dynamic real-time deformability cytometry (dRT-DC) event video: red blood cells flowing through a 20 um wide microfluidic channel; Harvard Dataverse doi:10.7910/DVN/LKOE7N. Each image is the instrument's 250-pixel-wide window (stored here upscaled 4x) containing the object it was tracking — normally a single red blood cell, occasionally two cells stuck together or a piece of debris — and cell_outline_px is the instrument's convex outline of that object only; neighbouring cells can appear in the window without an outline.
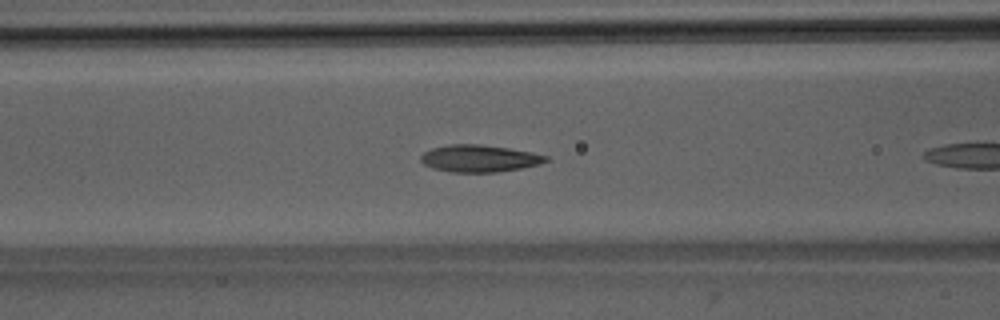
{"species": "Egyptian fruit bat (a non-hibernating species)", "species_latin": "Rousettus aegyptiacus", "temperature_condition": "room temperature", "stored_images_in_passage": 8, "camera_frame_rate_fps": 3000, "um_per_image_px": 0.085, "animal": {"sex": "male"}, "frame": {"image": 1, "passage_image": 7, "time_ms": 2.0, "image_size_px": [1000, 320], "cell_outline_px": [[548, 160], [540, 164], [520, 168], [496, 172], [448, 172], [432, 168], [424, 164], [420, 160], [420, 156], [424, 152], [432, 148], [448, 144], [480, 144], [508, 148], [532, 152], [548, 156]], "centroid_in_image_um": [40.71, 13.46], "position_along_channel_um": 125.9, "area_um2": 19.77}}